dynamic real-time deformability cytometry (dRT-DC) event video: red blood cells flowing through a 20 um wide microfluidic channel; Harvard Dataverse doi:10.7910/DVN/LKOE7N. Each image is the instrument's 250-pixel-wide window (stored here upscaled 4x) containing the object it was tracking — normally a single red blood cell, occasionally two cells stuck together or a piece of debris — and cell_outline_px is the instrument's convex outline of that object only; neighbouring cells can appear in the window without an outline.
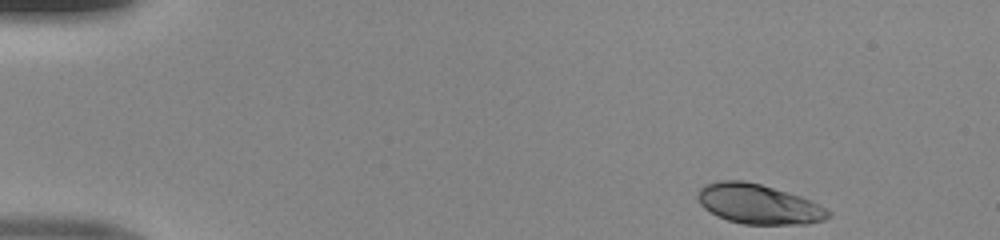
{"species": "human", "species_latin": "Homo sapiens", "temperature_condition": "room temperature", "stored_images_in_passage": 45, "camera_frame_rate_fps": 3000, "um_per_image_px": 0.085, "donor": {"sex": "male"}, "frame": {"image": 1, "passage_image": 1, "time_ms": 0.0, "image_size_px": [1000, 240], "cell_outline_px": [[832, 216], [824, 220], [808, 224], [744, 224], [728, 220], [716, 216], [704, 208], [700, 204], [696, 196], [700, 188], [704, 184], [720, 180], [744, 180], [760, 184], [800, 196], [832, 212]], "centroid_in_image_um": [64.44, 17.35], "position_along_channel_um": 20.6, "area_um2": 30.23}}
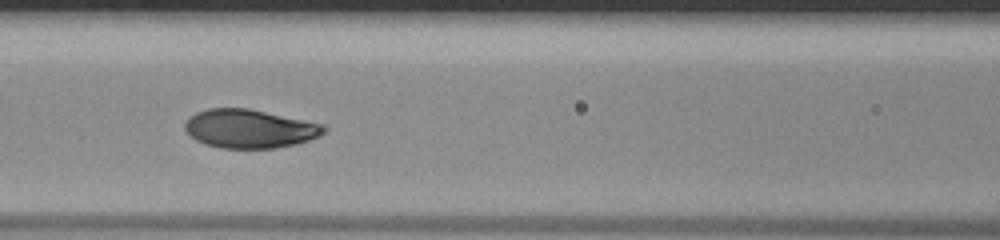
{"frame": {"image": 2, "passage_image": 18, "time_ms": 5.667, "image_size_px": [1000, 240], "cell_outline_px": [[328, 128], [320, 136], [296, 144], [276, 148], [220, 148], [204, 144], [196, 140], [184, 128], [184, 124], [188, 116], [196, 112], [208, 108], [248, 108], [324, 124]], "centroid_in_image_um": [21.21, 10.94], "position_along_channel_um": 145.4, "area_um2": 31.44}}
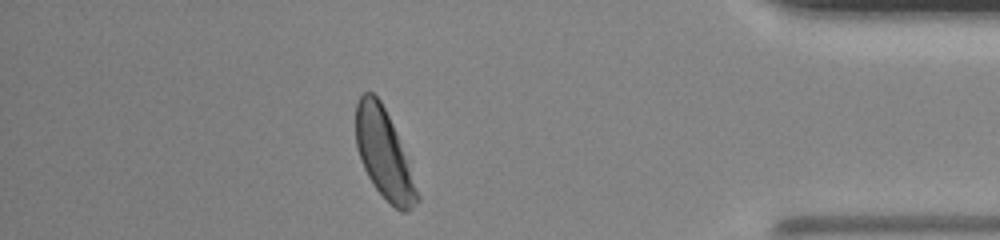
{"frame": {"image": 3, "passage_image": 39, "time_ms": 12.667, "image_size_px": [1000, 240], "cell_outline_px": [[420, 200], [408, 212], [400, 212], [372, 184], [364, 168], [356, 148], [356, 104], [360, 96], [364, 92], [372, 92], [380, 100], [396, 132], [420, 196]], "centroid_in_image_um": [32.62, 13.1], "position_along_channel_um": 402.6, "area_um2": 31.15}}